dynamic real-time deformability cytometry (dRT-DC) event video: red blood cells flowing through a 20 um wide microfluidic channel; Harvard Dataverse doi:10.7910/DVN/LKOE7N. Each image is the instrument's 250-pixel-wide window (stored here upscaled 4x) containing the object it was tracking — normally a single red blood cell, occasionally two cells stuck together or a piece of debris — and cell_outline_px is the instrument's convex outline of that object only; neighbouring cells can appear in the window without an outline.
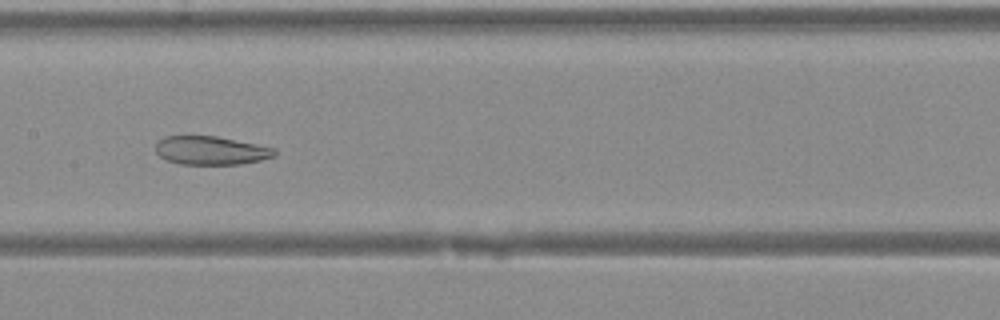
{"species": "Egyptian fruit bat (a non-hibernating species)", "species_latin": "Rousettus aegyptiacus", "temperature_condition": "warm", "stored_images_in_passage": 34, "camera_frame_rate_fps": 3000, "um_per_image_px": 0.085, "animal": {"sex": "female"}, "frame": {"image": 1, "passage_image": 14, "time_ms": 4.333, "image_size_px": [1000, 320], "cell_outline_px": [[276, 156], [260, 160], [240, 164], [180, 164], [164, 160], [156, 152], [156, 140], [164, 136], [216, 136], [276, 148]], "centroid_in_image_um": [17.9, 12.79], "position_along_channel_um": 189.5, "area_um2": 19.88}}
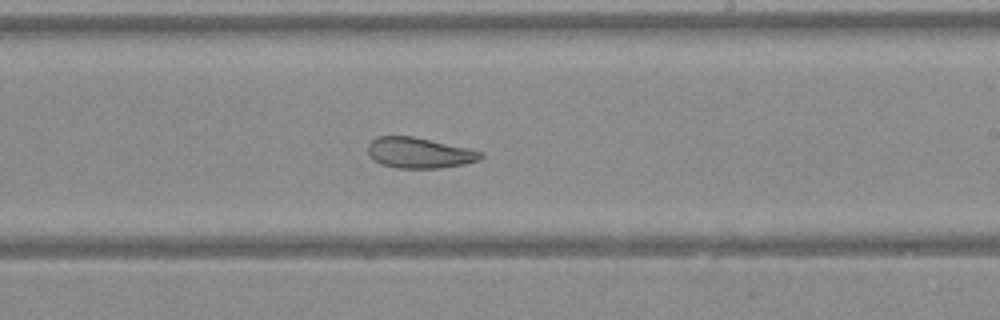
{"frame": {"image": 2, "passage_image": 18, "time_ms": 5.667, "image_size_px": [1000, 320], "cell_outline_px": [[484, 156], [480, 160], [464, 164], [440, 168], [396, 168], [380, 164], [368, 152], [368, 144], [376, 136], [412, 136], [468, 148], [484, 152]], "centroid_in_image_um": [35.66, 12.99], "position_along_channel_um": 253.3, "area_um2": 20.11}}
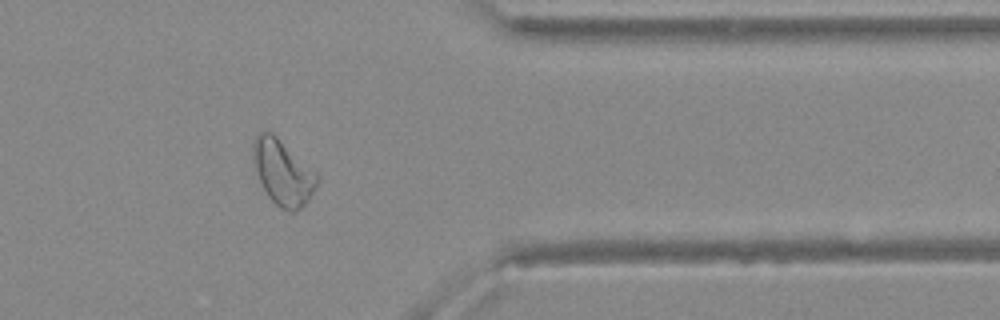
{"frame": {"image": 3, "passage_image": 27, "time_ms": 8.667, "image_size_px": [1000, 320], "cell_outline_px": [[320, 180], [308, 200], [296, 212], [288, 212], [280, 208], [268, 196], [256, 172], [252, 156], [252, 140], [260, 132], [272, 132], [316, 172]], "centroid_in_image_um": [24.03, 14.66], "position_along_channel_um": 387.4, "area_um2": 24.22}}